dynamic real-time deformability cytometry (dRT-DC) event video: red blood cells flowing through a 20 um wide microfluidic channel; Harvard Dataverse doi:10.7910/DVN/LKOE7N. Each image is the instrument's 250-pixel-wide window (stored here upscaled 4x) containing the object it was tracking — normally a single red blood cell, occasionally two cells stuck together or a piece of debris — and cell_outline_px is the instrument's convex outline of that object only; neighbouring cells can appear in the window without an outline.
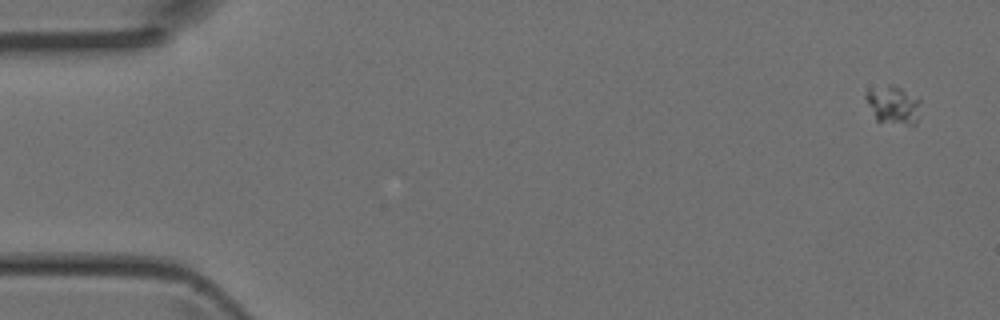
{"species": "Egyptian fruit bat (a non-hibernating species)", "species_latin": "Rousettus aegyptiacus", "temperature_condition": "room temperature", "stored_images_in_passage": 6, "camera_frame_rate_fps": 3000, "um_per_image_px": 0.085, "animal": {"sex": "female"}, "frame": {"image": 1, "passage_image": 6, "time_ms": 1.667, "image_size_px": [1000, 320], "cell_outline_px": [[920, 100], [916, 124], [912, 128], [876, 120], [864, 96], [868, 92], [888, 84], [892, 84], [900, 88]], "centroid_in_image_um": [75.95, 8.98], "position_along_channel_um": 9.0, "area_um2": 12.08}}